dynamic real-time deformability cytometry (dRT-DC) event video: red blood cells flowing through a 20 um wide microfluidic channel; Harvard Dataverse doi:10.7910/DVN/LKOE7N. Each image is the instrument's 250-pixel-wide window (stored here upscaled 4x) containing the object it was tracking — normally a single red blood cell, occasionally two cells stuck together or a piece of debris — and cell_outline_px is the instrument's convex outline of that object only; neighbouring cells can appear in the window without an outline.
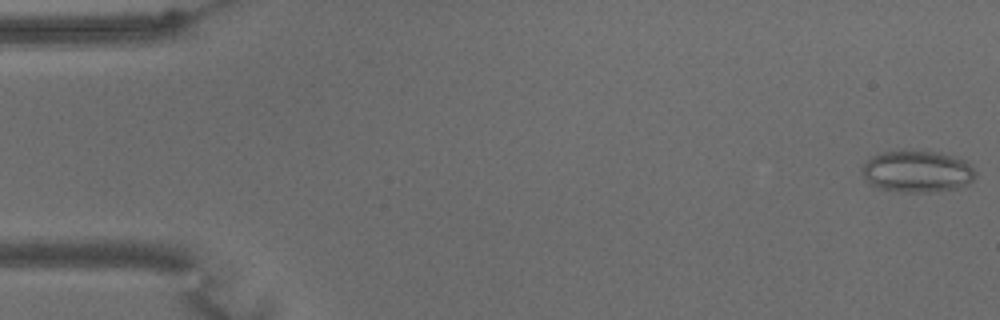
{"species": "common noctule bat (a hibernating species)", "species_latin": "Nyctalus noctula", "temperature_condition": "warm", "stored_images_in_passage": 59, "camera_frame_rate_fps": 3000, "um_per_image_px": 0.085, "animal": {"sex": "male", "body_mass_g": 15.6}, "frame": {"image": 1, "passage_image": 1, "time_ms": 0.0, "image_size_px": [1000, 320], "cell_outline_px": [[976, 176], [968, 184], [956, 188], [928, 192], [908, 192], [880, 188], [872, 184], [864, 176], [864, 164], [872, 156], [884, 152], [936, 152], [964, 160], [976, 172]], "centroid_in_image_um": [78.0, 14.59], "position_along_channel_um": 7.0, "area_um2": 26.65}}
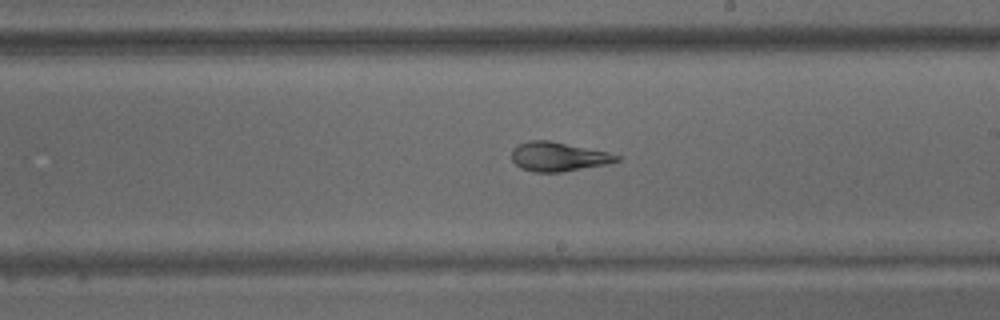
{"frame": {"image": 2, "passage_image": 34, "time_ms": 11.0, "image_size_px": [1000, 320], "cell_outline_px": [[620, 160], [604, 164], [560, 172], [536, 172], [520, 168], [512, 160], [512, 148], [528, 140], [548, 140], [608, 152], [620, 156]], "centroid_in_image_um": [47.41, 13.31], "position_along_channel_um": 241.6, "area_um2": 17.57}}
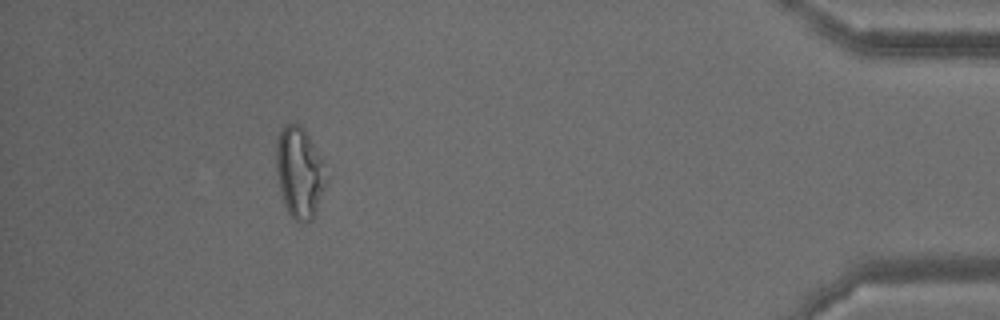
{"frame": {"image": 3, "passage_image": 54, "time_ms": 17.667, "image_size_px": [1000, 320], "cell_outline_px": [[328, 180], [316, 212], [312, 220], [304, 224], [296, 220], [288, 212], [284, 204], [276, 172], [276, 140], [284, 124], [300, 124], [304, 128], [320, 156]], "centroid_in_image_um": [25.46, 14.68], "position_along_channel_um": 409.7, "area_um2": 26.53}, "authors_computed_cell_mechanics": {"area_um2": 23.12, "velocity_mm_per_s": 3.3907, "shape_relaxation_time_tau1_ms": null, "shape_relaxation_time_tau2_ms": 1.8115, "deformation_change_tau1": null, "deformation_change_tau2": 0.0902}}